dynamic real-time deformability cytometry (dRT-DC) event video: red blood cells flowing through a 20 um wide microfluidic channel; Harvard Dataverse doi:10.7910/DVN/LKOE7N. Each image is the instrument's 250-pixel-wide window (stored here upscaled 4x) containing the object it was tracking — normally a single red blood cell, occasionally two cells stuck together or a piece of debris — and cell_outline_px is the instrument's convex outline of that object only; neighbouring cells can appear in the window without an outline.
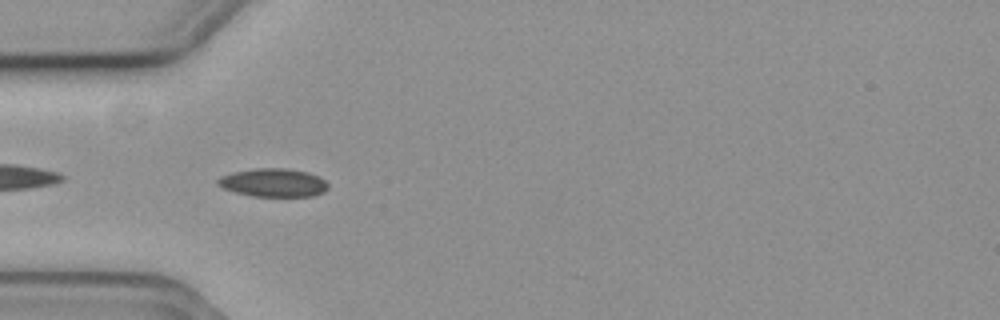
{"species": "common noctule bat (a hibernating species)", "species_latin": "Nyctalus noctula", "temperature_condition": "cold", "stored_images_in_passage": 9, "camera_frame_rate_fps": 3000, "um_per_image_px": 0.085, "animal": {"sex": "female", "body_mass_g": 19.3, "forearm_length_mm": 54.1}, "frame": {"image": 1, "passage_image": 2, "time_ms": 0.333, "image_size_px": [1000, 320], "cell_outline_px": [[328, 188], [324, 192], [316, 196], [252, 196], [236, 192], [224, 188], [216, 184], [216, 180], [220, 176], [232, 172], [256, 168], [284, 168], [308, 172], [324, 180], [328, 184]], "centroid_in_image_um": [23.22, 15.52], "position_along_channel_um": 61.8, "area_um2": 18.21}}